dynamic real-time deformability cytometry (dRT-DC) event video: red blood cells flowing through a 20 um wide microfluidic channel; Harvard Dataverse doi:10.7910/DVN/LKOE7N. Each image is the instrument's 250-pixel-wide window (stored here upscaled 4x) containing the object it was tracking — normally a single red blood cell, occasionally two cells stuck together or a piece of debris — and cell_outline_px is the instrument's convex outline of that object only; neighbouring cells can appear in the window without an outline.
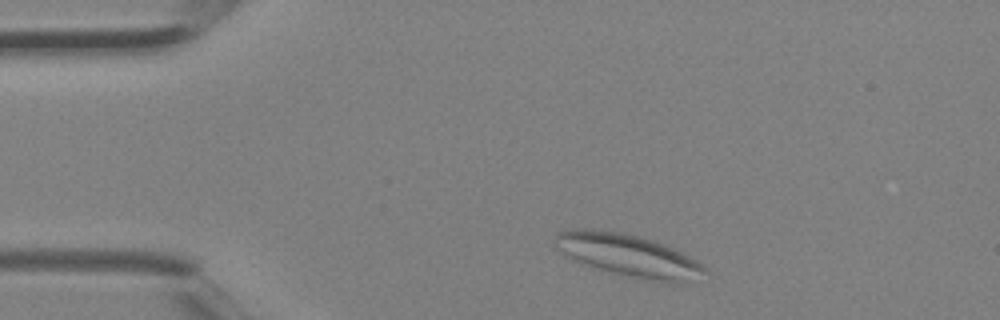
{"species": "Egyptian fruit bat (a non-hibernating species)", "species_latin": "Rousettus aegyptiacus", "temperature_condition": "room temperature", "stored_images_in_passage": 2, "camera_frame_rate_fps": 3000, "um_per_image_px": 0.085, "animal": {"sex": "female"}, "frame": {"image": 1, "passage_image": 1, "time_ms": 0.0, "image_size_px": [1000, 320], "cell_outline_px": [[712, 272], [684, 284], [664, 284], [640, 280], [580, 264], [572, 260], [552, 248], [556, 232], [572, 228], [592, 228], [624, 232], [640, 236], [664, 244], [704, 264]], "centroid_in_image_um": [53.41, 21.74], "position_along_channel_um": 31.6, "area_um2": 38.73}}